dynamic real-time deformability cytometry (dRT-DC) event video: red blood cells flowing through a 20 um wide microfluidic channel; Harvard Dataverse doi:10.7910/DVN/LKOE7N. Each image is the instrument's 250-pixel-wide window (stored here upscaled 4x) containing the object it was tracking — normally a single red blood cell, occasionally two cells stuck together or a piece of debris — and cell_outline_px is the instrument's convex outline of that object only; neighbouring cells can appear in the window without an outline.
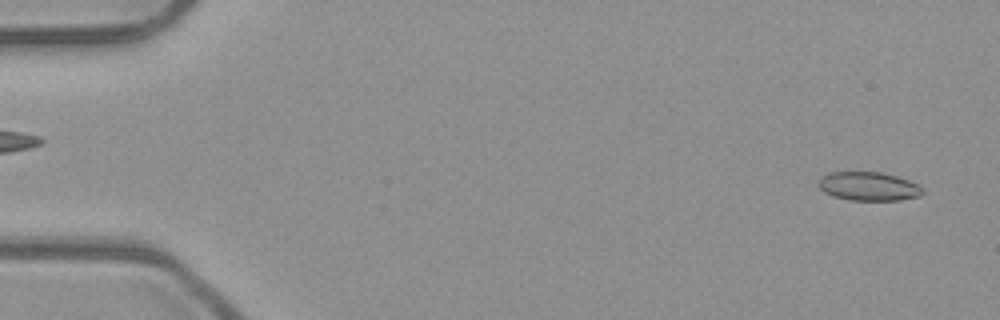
{"species": "common noctule bat (a hibernating species)", "species_latin": "Nyctalus noctula", "temperature_condition": "room temperature", "stored_images_in_passage": 15, "camera_frame_rate_fps": 3000, "um_per_image_px": 0.085, "animal": {"sex": "male", "body_mass_g": 23.1, "forearm_length_mm": 52.7}, "frame": {"image": 1, "passage_image": 2, "time_ms": 0.333, "image_size_px": [1000, 320], "cell_outline_px": [[924, 192], [920, 196], [900, 200], [848, 200], [832, 196], [824, 192], [820, 188], [820, 176], [828, 172], [880, 172], [896, 176], [908, 180], [924, 188]], "centroid_in_image_um": [73.83, 15.84], "position_along_channel_um": 11.2, "area_um2": 17.46}}
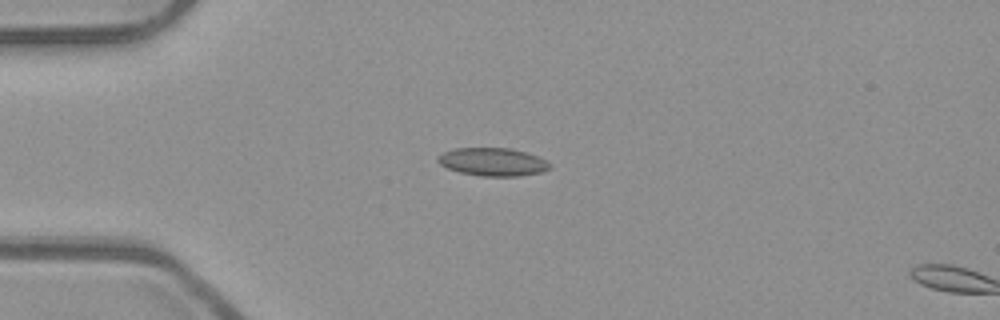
{"frame": {"image": 2, "passage_image": 13, "time_ms": 4.0, "image_size_px": [1000, 320], "cell_outline_px": [[552, 168], [540, 172], [520, 176], [480, 176], [460, 172], [448, 168], [440, 164], [436, 160], [444, 152], [456, 148], [512, 148], [548, 160], [552, 164]], "centroid_in_image_um": [41.93, 13.76], "position_along_channel_um": 43.1, "area_um2": 18.26}}